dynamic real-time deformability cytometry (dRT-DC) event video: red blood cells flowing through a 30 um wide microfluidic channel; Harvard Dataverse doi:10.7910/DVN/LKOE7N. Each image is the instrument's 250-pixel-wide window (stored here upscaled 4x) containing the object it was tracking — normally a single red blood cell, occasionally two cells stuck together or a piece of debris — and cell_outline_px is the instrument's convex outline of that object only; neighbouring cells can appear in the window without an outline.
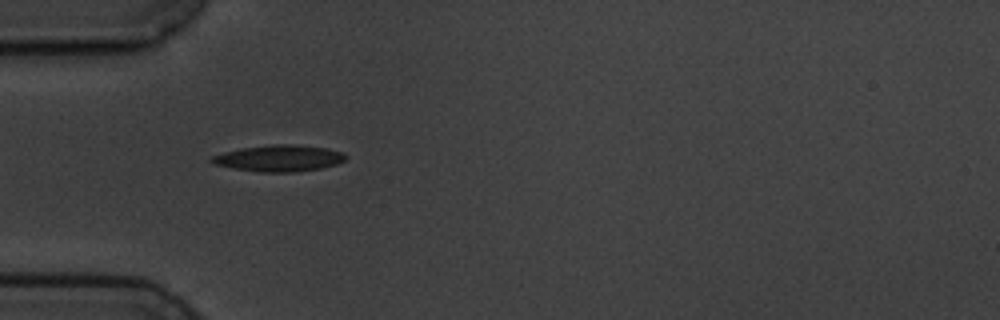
{"species": "common noctule bat (a hibernating species)", "species_latin": "Nyctalus noctula", "temperature_condition": "cold", "stored_images_in_passage": 2, "camera_frame_rate_fps": 3000, "um_per_image_px": 0.085, "animal": {"sex": "male", "body_mass_g": 19.5, "forearm_length_mm": 54.6}, "frame": {"image": 1, "passage_image": 1, "time_ms": 0.0, "image_size_px": [1000, 320], "cell_outline_px": [[348, 156], [344, 160], [336, 164], [320, 168], [292, 172], [260, 172], [232, 168], [212, 164], [208, 160], [212, 156], [224, 152], [244, 148], [272, 144], [296, 144], [328, 148], [344, 152]], "centroid_in_image_um": [23.72, 13.44], "position_along_channel_um": 61.3, "area_um2": 20.69}}
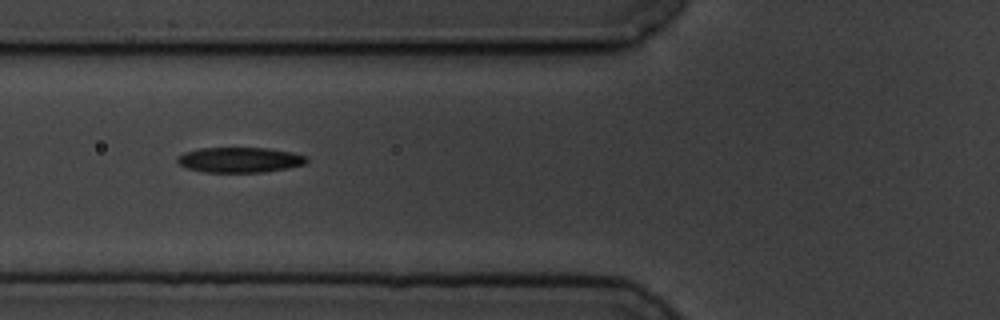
{"frame": {"image": 2, "passage_image": 2, "time_ms": 1.333, "image_size_px": [1000, 320], "cell_outline_px": [[308, 160], [304, 164], [288, 168], [264, 172], [204, 172], [188, 168], [180, 164], [176, 160], [176, 156], [184, 152], [200, 148], [268, 148], [292, 152], [308, 156]], "centroid_in_image_um": [20.39, 13.58], "position_along_channel_um": 105.4, "area_um2": 19.07}}